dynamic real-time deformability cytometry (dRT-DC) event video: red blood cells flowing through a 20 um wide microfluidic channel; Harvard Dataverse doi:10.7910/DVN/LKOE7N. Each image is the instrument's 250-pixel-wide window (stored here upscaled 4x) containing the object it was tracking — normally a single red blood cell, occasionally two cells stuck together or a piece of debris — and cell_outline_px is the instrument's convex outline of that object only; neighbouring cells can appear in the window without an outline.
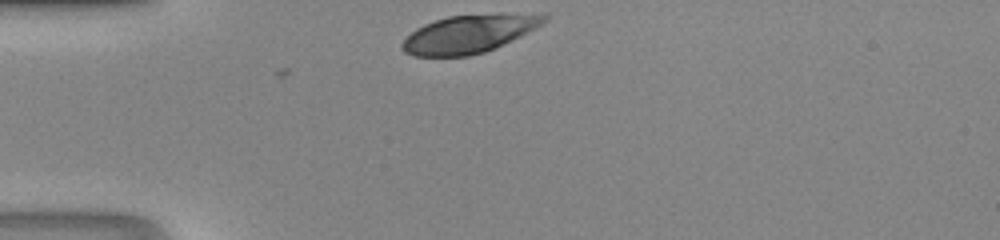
{"species": "human", "species_latin": "Homo sapiens", "temperature_condition": "room temperature", "stored_images_in_passage": 26, "camera_frame_rate_fps": 3000, "um_per_image_px": 0.085, "donor": {"sex": "male"}, "frame": {"image": 1, "passage_image": 1, "time_ms": 0.0, "image_size_px": [1000, 240], "cell_outline_px": [[548, 20], [496, 48], [484, 52], [468, 56], [412, 56], [404, 52], [400, 48], [400, 44], [416, 28], [424, 24], [448, 16], [548, 12]], "centroid_in_image_um": [39.86, 2.87], "position_along_channel_um": 45.1, "area_um2": 31.33}}
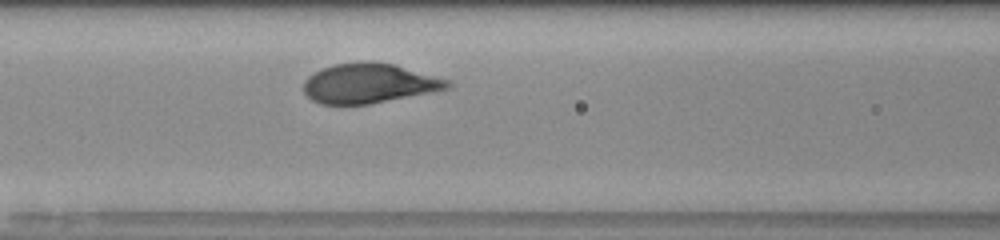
{"frame": {"image": 2, "passage_image": 9, "time_ms": 2.667, "image_size_px": [1000, 240], "cell_outline_px": [[452, 88], [432, 92], [368, 104], [320, 104], [312, 100], [304, 92], [304, 80], [312, 72], [320, 68], [332, 64], [360, 60], [372, 60], [396, 64], [448, 80], [452, 84]], "centroid_in_image_um": [31.35, 7.05], "position_along_channel_um": 135.3, "area_um2": 33.76}}
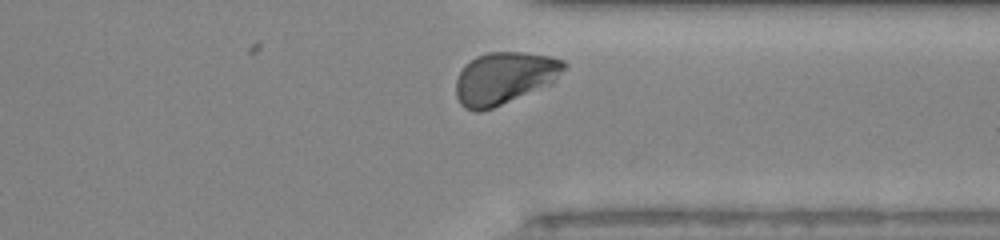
{"frame": {"image": 3, "passage_image": 25, "time_ms": 8.0, "image_size_px": [1000, 240], "cell_outline_px": [[568, 64], [552, 84], [492, 108], [480, 112], [472, 112], [464, 108], [460, 104], [456, 96], [456, 80], [464, 64], [476, 56], [488, 52], [520, 52], [548, 56], [564, 60]], "centroid_in_image_um": [42.85, 6.64], "position_along_channel_um": 368.5, "area_um2": 33.0}}